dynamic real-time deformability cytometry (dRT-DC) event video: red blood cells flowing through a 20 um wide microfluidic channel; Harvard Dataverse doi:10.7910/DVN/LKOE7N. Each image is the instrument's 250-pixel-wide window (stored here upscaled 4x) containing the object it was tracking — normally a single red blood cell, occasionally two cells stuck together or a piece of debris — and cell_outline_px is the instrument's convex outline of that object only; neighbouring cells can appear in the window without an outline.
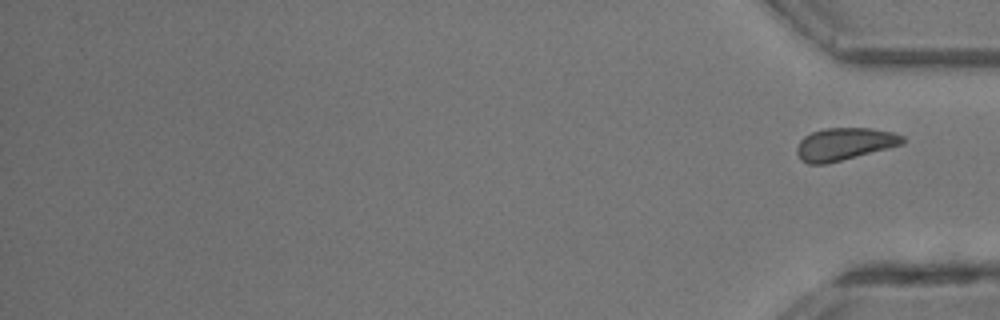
{"species": "common noctule bat (a hibernating species)", "species_latin": "Nyctalus noctula", "temperature_condition": "room temperature", "stored_images_in_passage": 37, "segment_of_instrument_passage": [2, 2], "camera_frame_rate_fps": 3000, "um_per_image_px": 0.085, "animal": {"sex": "male", "body_mass_g": 13.3}, "frame": {"image": 1, "passage_image": 37, "time_ms": 12.0, "image_size_px": [1000, 320], "cell_outline_px": [[904, 144], [824, 164], [808, 164], [800, 160], [796, 152], [796, 148], [800, 140], [804, 136], [812, 132], [824, 128], [872, 128], [892, 132], [904, 136]], "centroid_in_image_um": [71.75, 12.23], "position_along_channel_um": 363.5, "area_um2": 19.88}}